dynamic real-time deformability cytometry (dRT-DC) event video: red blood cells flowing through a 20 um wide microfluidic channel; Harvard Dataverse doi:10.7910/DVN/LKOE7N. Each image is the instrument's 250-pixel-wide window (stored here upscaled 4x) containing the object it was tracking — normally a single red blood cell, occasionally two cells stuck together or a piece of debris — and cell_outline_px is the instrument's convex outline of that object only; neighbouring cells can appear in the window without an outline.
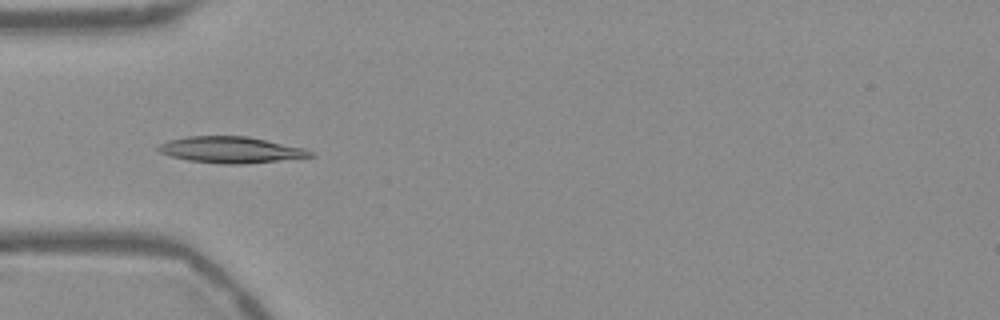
{"species": "Egyptian fruit bat (a non-hibernating species)", "species_latin": "Rousettus aegyptiacus", "temperature_condition": "warm", "stored_images_in_passage": 54, "camera_frame_rate_fps": 3000, "um_per_image_px": 0.085, "frame": {"image": 1, "passage_image": 17, "time_ms": 5.333, "image_size_px": [1000, 320], "cell_outline_px": [[316, 156], [244, 164], [220, 164], [188, 160], [172, 156], [160, 152], [156, 148], [156, 144], [168, 140], [188, 136], [248, 136], [304, 148], [316, 152]], "centroid_in_image_um": [19.62, 12.73], "position_along_channel_um": 65.4, "area_um2": 23.41}}
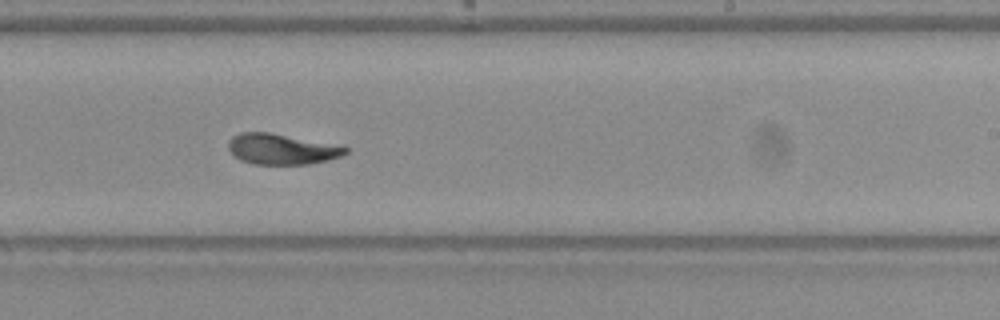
{"frame": {"image": 2, "passage_image": 33, "time_ms": 10.667, "image_size_px": [1000, 320], "cell_outline_px": [[348, 152], [340, 156], [328, 160], [308, 164], [252, 164], [240, 160], [228, 148], [228, 140], [232, 136], [240, 132], [272, 132], [344, 144], [348, 148]], "centroid_in_image_um": [24.01, 12.64], "position_along_channel_um": 265.0, "area_um2": 21.5}}
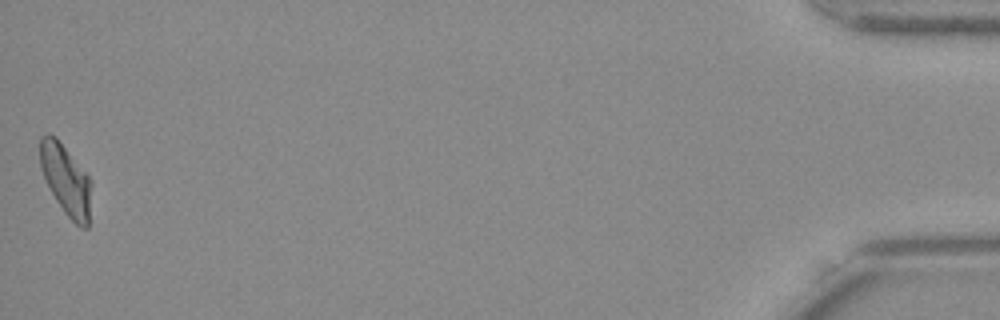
{"frame": {"image": 3, "passage_image": 54, "time_ms": 17.667, "image_size_px": [1000, 320], "cell_outline_px": [[92, 184], [88, 228], [80, 228], [64, 212], [56, 200], [44, 176], [40, 164], [40, 136], [48, 132], [56, 136], [92, 180]], "centroid_in_image_um": [5.62, 15.27], "position_along_channel_um": 429.6, "area_um2": 21.1}, "authors_computed_cell_mechanics": {"area_um2": 21.5305, "velocity_mm_per_s": 3.7465, "shape_relaxation_time_tau1_ms": 3.464, "shape_relaxation_time_tau2_ms": 1.4443, "deformation_change_tau1": 0.1675, "deformation_change_tau2": 0.0754}}